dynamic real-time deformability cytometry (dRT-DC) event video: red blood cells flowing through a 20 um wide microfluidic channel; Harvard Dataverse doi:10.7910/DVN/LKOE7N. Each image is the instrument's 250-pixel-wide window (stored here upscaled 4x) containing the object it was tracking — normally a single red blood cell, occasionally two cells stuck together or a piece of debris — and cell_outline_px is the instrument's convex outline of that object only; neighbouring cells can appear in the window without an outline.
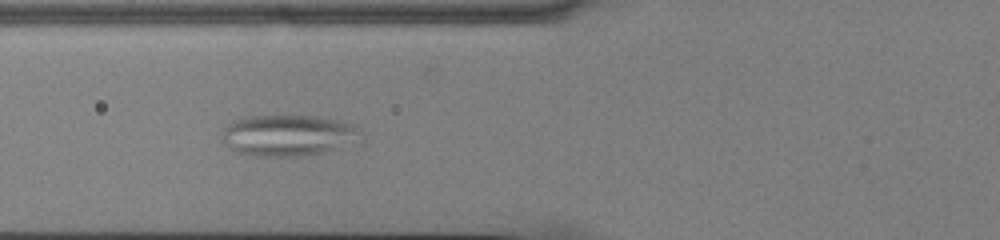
{"species": "common noctule bat (a hibernating species)", "species_latin": "Nyctalus noctula", "temperature_condition": "cold", "stored_images_in_passage": 40, "camera_frame_rate_fps": 3000, "um_per_image_px": 0.085, "animal": {"sex": "male", "body_mass_g": 13.0, "forearm_length_mm": 53.1}, "frame": {"image": 1, "passage_image": 7, "time_ms": 2.0, "image_size_px": [1000, 240], "cell_outline_px": [[364, 144], [300, 156], [256, 156], [240, 152], [232, 148], [224, 140], [224, 128], [232, 120], [244, 116], [316, 116], [340, 120], [356, 124], [364, 132]], "centroid_in_image_um": [24.71, 11.5], "position_along_channel_um": 101.1, "area_um2": 34.04}}
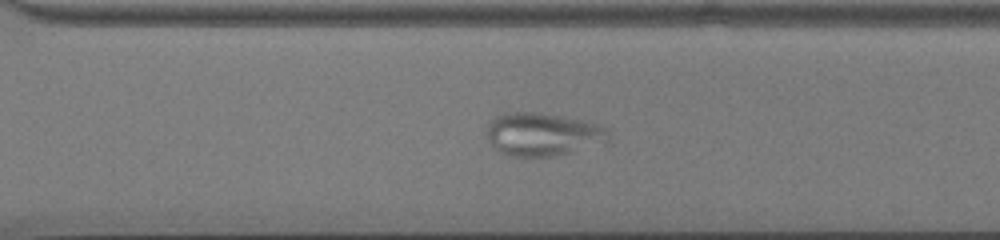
{"frame": {"image": 2, "passage_image": 25, "time_ms": 8.0, "image_size_px": [1000, 240], "cell_outline_px": [[612, 136], [608, 144], [556, 156], [512, 156], [500, 152], [488, 140], [488, 124], [496, 116], [508, 112], [536, 112], [584, 120], [600, 124]], "centroid_in_image_um": [46.23, 11.43], "position_along_channel_um": 324.4, "area_um2": 30.92}}
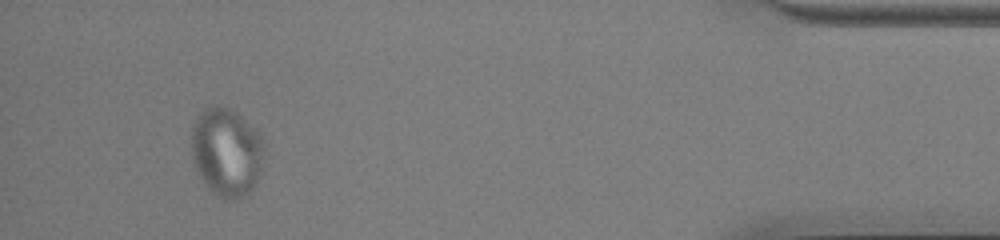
{"frame": {"image": 3, "passage_image": 37, "time_ms": 12.0, "image_size_px": [1000, 240], "cell_outline_px": [[264, 156], [260, 176], [252, 192], [236, 200], [224, 200], [216, 196], [204, 184], [192, 160], [188, 144], [192, 120], [204, 108], [216, 104], [224, 104], [232, 108], [260, 132], [264, 144]], "centroid_in_image_um": [19.23, 12.9], "position_along_channel_um": 416.0, "area_um2": 39.36}}